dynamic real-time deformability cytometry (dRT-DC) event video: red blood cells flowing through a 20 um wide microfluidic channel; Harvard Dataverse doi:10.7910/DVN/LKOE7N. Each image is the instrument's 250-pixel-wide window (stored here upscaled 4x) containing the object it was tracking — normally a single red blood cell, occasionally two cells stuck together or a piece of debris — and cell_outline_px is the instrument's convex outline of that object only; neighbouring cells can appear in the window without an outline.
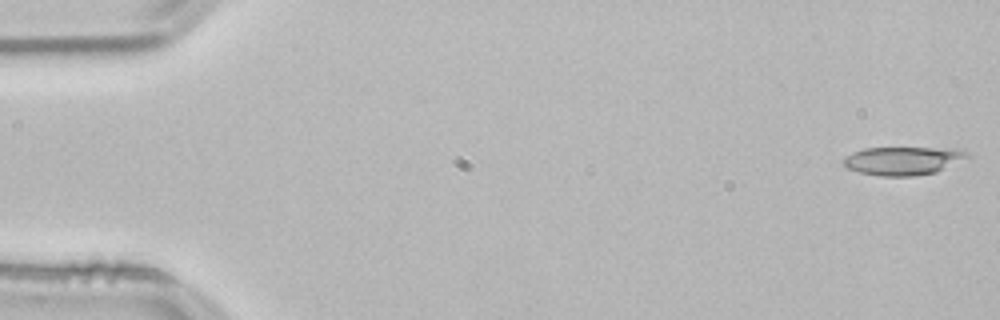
{"species": "common noctule bat (a hibernating species)", "species_latin": "Nyctalus noctula", "temperature_condition": "room temperature", "stored_images_in_passage": 53, "camera_frame_rate_fps": 3000, "um_per_image_px": 0.085, "animal": {"sex": "male", "body_mass_g": 21.5, "forearm_length_mm": 52.0}, "frame": {"image": 1, "passage_image": 1, "time_ms": 0.0, "image_size_px": [1000, 320], "cell_outline_px": [[968, 156], [936, 172], [912, 176], [876, 176], [860, 172], [848, 168], [840, 160], [844, 156], [852, 152], [864, 148], [956, 148], [964, 152]], "centroid_in_image_um": [76.65, 13.66], "position_along_channel_um": 8.4, "area_um2": 20.23}}
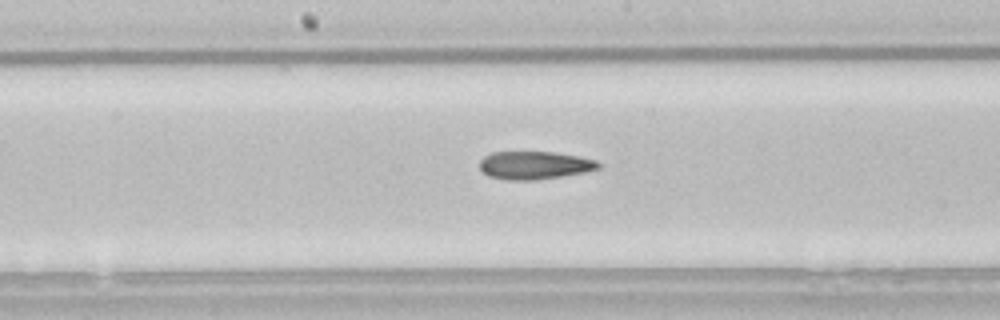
{"frame": {"image": 2, "passage_image": 27, "time_ms": 8.667, "image_size_px": [1000, 320], "cell_outline_px": [[600, 168], [584, 172], [536, 180], [508, 180], [488, 176], [480, 168], [480, 160], [484, 156], [492, 152], [552, 152], [580, 156], [596, 160], [600, 164]], "centroid_in_image_um": [45.43, 14.04], "position_along_channel_um": 202.8, "area_um2": 19.31}}
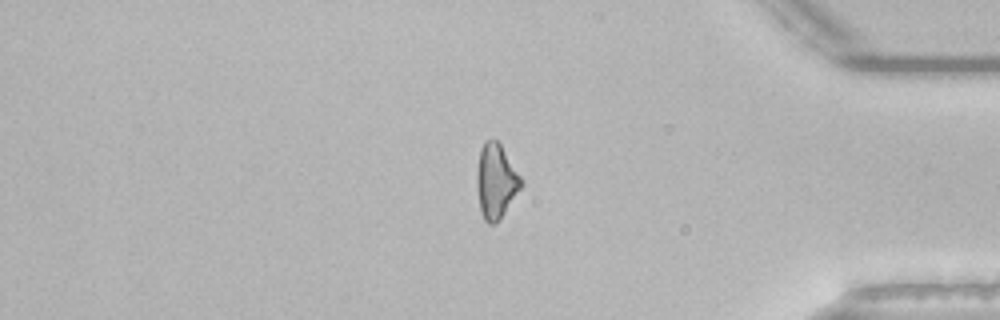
{"frame": {"image": 3, "passage_image": 44, "time_ms": 14.333, "image_size_px": [1000, 320], "cell_outline_px": [[524, 184], [500, 220], [496, 224], [488, 224], [484, 220], [480, 212], [476, 188], [476, 172], [480, 148], [484, 140], [492, 136], [500, 144], [524, 180]], "centroid_in_image_um": [42.15, 15.4], "position_along_channel_um": 393.1, "area_um2": 19.88}}